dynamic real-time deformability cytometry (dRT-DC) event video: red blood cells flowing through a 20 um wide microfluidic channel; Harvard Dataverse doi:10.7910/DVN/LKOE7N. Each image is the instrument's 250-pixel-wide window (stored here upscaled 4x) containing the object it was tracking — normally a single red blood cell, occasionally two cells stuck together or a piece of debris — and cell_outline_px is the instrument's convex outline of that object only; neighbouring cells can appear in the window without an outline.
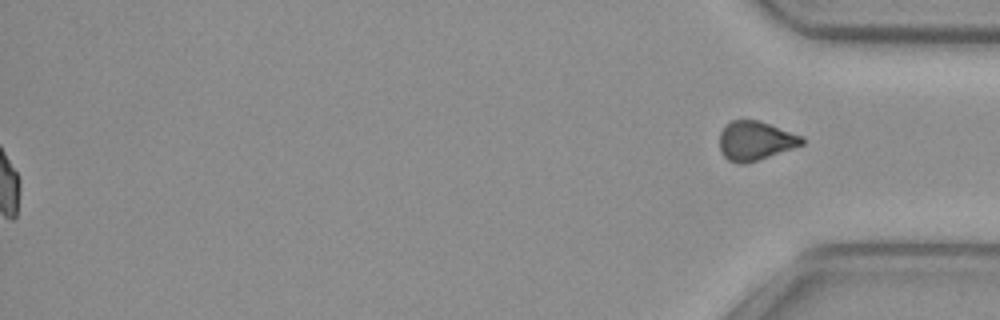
{"species": "common noctule bat (a hibernating species)", "species_latin": "Nyctalus noctula", "temperature_condition": "cold", "stored_images_in_passage": 56, "segment_of_instrument_passage": [2, 2], "camera_frame_rate_fps": 3000, "um_per_image_px": 0.085, "animal": {"sex": "female", "body_mass_g": 29.2, "forearm_length_mm": 56.3}, "frame": {"image": 1, "passage_image": 56, "time_ms": 18.333, "image_size_px": [1000, 320], "cell_outline_px": [[804, 144], [744, 164], [740, 164], [728, 160], [724, 156], [720, 148], [720, 132], [732, 120], [760, 120], [804, 136]], "centroid_in_image_um": [64.22, 11.95], "position_along_channel_um": 371.0, "area_um2": 18.61}}